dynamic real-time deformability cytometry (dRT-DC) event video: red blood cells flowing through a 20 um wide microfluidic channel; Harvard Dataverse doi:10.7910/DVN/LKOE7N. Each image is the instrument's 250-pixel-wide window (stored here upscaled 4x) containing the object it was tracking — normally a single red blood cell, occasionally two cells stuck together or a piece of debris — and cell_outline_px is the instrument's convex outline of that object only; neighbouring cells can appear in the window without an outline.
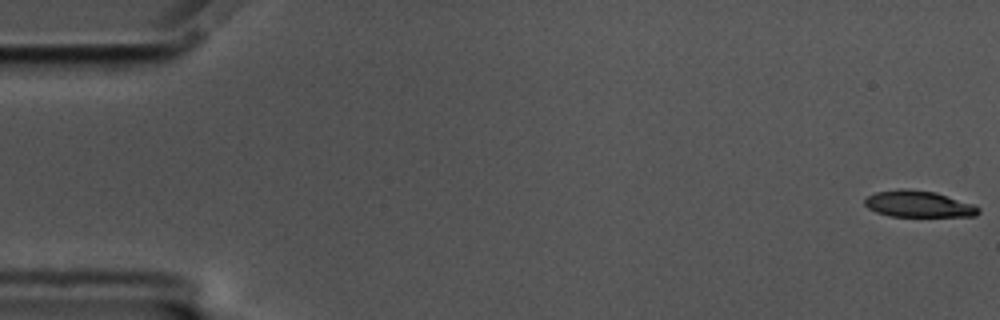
{"species": "common noctule bat (a hibernating species)", "species_latin": "Nyctalus noctula", "temperature_condition": "cold", "stored_images_in_passage": 58, "camera_frame_rate_fps": 3000, "um_per_image_px": 0.085, "animal": {"sex": "male", "body_mass_g": 17.5, "forearm_length_mm": 52.3}, "frame": {"image": 1, "passage_image": 1, "time_ms": 0.0, "image_size_px": [1000, 320], "cell_outline_px": [[980, 212], [976, 216], [888, 216], [876, 212], [868, 208], [864, 204], [864, 200], [868, 196], [876, 192], [900, 188], [904, 188], [936, 192], [972, 204], [980, 208]], "centroid_in_image_um": [78.05, 17.34], "position_along_channel_um": 6.9, "area_um2": 17.51}}
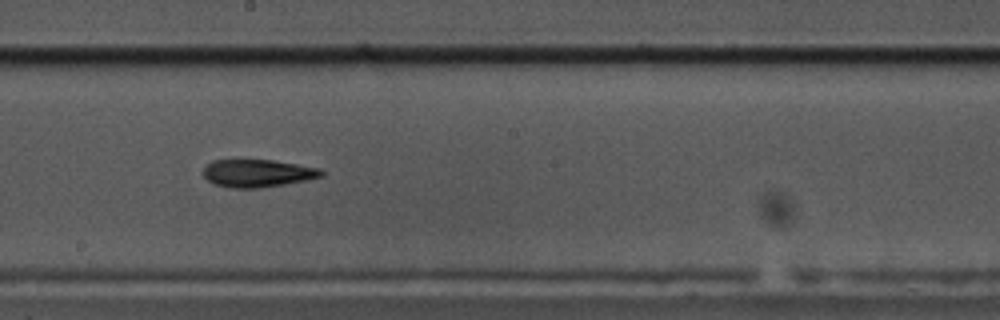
{"frame": {"image": 2, "passage_image": 32, "time_ms": 10.333, "image_size_px": [1000, 320], "cell_outline_px": [[324, 176], [284, 184], [260, 188], [232, 188], [216, 184], [208, 180], [204, 176], [204, 164], [212, 160], [272, 160], [320, 168], [324, 172]], "centroid_in_image_um": [21.88, 14.72], "position_along_channel_um": 226.3, "area_um2": 18.96}}
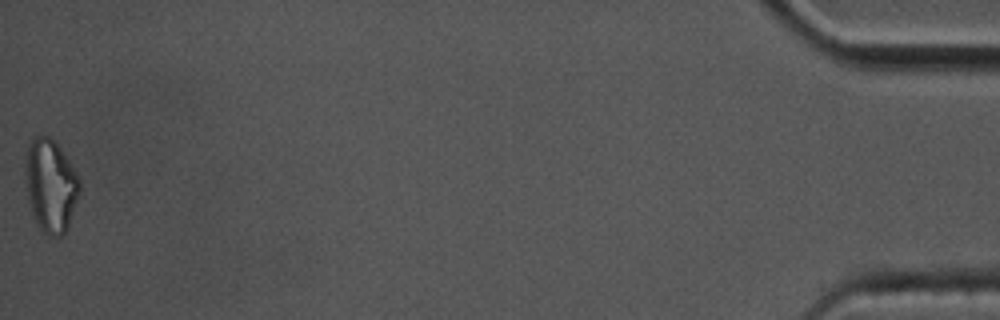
{"frame": {"image": 3, "passage_image": 58, "time_ms": 19.0, "image_size_px": [1000, 320], "cell_outline_px": [[80, 192], [68, 228], [60, 236], [48, 236], [44, 232], [36, 220], [32, 212], [28, 200], [24, 180], [24, 152], [32, 136], [48, 136], [56, 140], [76, 172], [80, 180]], "centroid_in_image_um": [4.28, 15.71], "position_along_channel_um": 430.9, "area_um2": 29.94}, "authors_computed_cell_mechanics": {"area_um2": 19.2763, "velocity_mm_per_s": 3.4948, "shape_relaxation_time_tau1_ms": 5.6534, "shape_relaxation_time_tau2_ms": 5.0101, "deformation_change_tau1": 0.1477, "deformation_change_tau2": 0.1534}}